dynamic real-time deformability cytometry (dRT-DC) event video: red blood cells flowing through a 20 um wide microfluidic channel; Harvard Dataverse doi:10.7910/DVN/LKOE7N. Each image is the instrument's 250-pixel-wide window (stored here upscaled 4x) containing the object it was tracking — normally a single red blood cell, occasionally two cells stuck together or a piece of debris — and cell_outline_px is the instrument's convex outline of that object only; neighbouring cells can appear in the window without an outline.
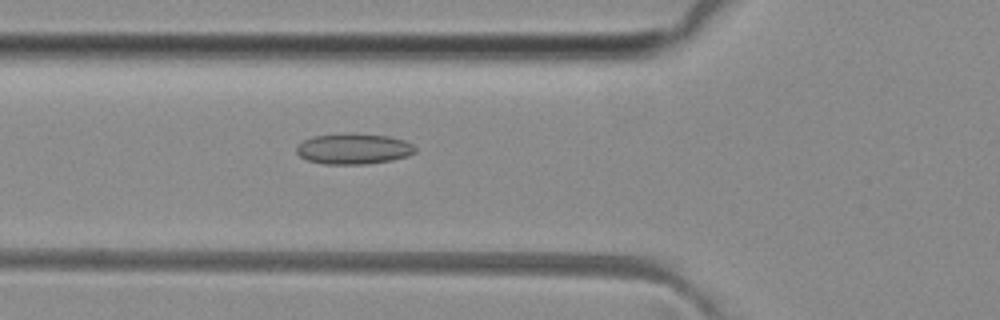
{"species": "common noctule bat (a hibernating species)", "species_latin": "Nyctalus noctula", "temperature_condition": "room temperature", "stored_images_in_passage": 50, "camera_frame_rate_fps": 3000, "um_per_image_px": 0.085, "animal": {"sex": "female", "body_mass_g": 29.2, "forearm_length_mm": 56.3}, "frame": {"image": 1, "passage_image": 18, "time_ms": 5.667, "image_size_px": [1000, 320], "cell_outline_px": [[416, 152], [408, 156], [392, 160], [368, 164], [324, 164], [308, 160], [300, 156], [296, 152], [296, 144], [312, 136], [352, 132], [388, 136], [404, 140], [412, 144], [416, 148]], "centroid_in_image_um": [30.05, 12.64], "position_along_channel_um": 95.8, "area_um2": 21.56}}
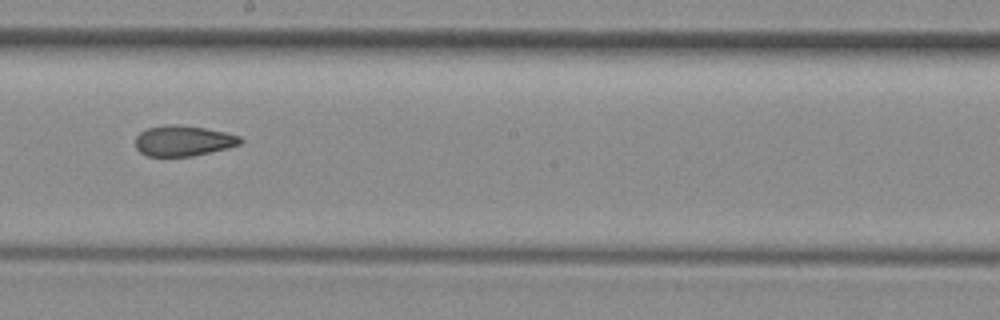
{"frame": {"image": 2, "passage_image": 28, "time_ms": 9.0, "image_size_px": [1000, 320], "cell_outline_px": [[244, 140], [240, 144], [228, 148], [212, 152], [192, 156], [148, 156], [140, 152], [136, 148], [136, 136], [140, 132], [148, 128], [164, 124], [176, 124], [204, 128], [224, 132], [240, 136]], "centroid_in_image_um": [15.58, 11.96], "position_along_channel_um": 232.6, "area_um2": 18.73}}
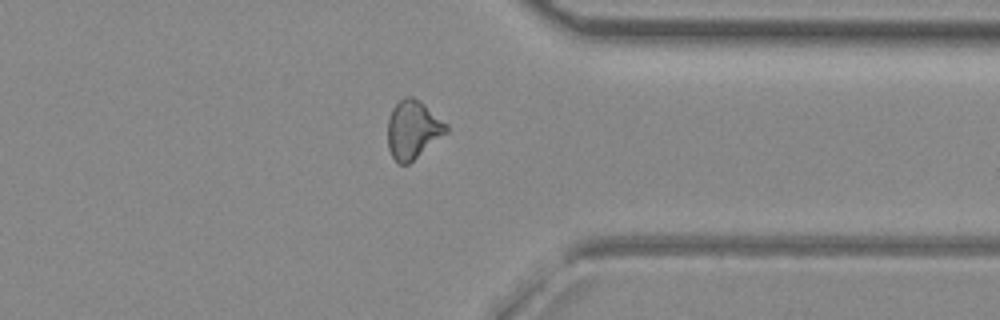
{"frame": {"image": 3, "passage_image": 39, "time_ms": 12.667, "image_size_px": [1000, 320], "cell_outline_px": [[448, 132], [408, 164], [400, 164], [392, 156], [388, 148], [388, 120], [392, 108], [404, 96], [412, 96], [420, 100], [448, 124]], "centroid_in_image_um": [35.11, 10.99], "position_along_channel_um": 376.3, "area_um2": 19.88}, "authors_computed_cell_mechanics": {"area_um2": 20.0855, "velocity_mm_per_s": 4.0946, "shape_relaxation_time_tau1_ms": null, "shape_relaxation_time_tau2_ms": 1.9707, "deformation_change_tau1": null, "deformation_change_tau2": 0.0826}}